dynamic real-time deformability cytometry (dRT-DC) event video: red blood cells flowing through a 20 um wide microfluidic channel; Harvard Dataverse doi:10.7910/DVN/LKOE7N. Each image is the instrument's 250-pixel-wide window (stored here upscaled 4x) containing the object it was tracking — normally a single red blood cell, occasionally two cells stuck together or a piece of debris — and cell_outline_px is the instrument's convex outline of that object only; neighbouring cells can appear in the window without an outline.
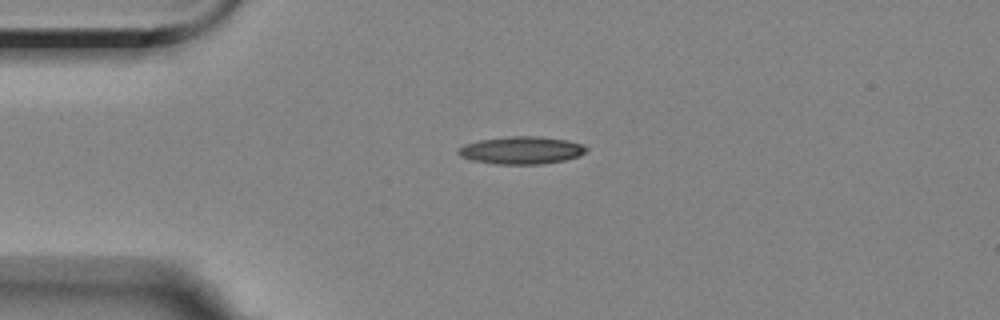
{"species": "Egyptian fruit bat (a non-hibernating species)", "species_latin": "Rousettus aegyptiacus", "temperature_condition": "room temperature", "stored_images_in_passage": 2, "camera_frame_rate_fps": 3000, "um_per_image_px": 0.085, "animal": {"sex": "female"}, "frame": {"image": 1, "passage_image": 1, "time_ms": 0.0, "image_size_px": [1000, 320], "cell_outline_px": [[588, 148], [584, 152], [576, 156], [564, 160], [540, 164], [496, 164], [472, 160], [460, 156], [456, 152], [456, 148], [464, 144], [480, 140], [508, 136], [540, 136], [568, 140], [584, 144]], "centroid_in_image_um": [44.28, 12.76], "position_along_channel_um": 40.7, "area_um2": 20.63}}